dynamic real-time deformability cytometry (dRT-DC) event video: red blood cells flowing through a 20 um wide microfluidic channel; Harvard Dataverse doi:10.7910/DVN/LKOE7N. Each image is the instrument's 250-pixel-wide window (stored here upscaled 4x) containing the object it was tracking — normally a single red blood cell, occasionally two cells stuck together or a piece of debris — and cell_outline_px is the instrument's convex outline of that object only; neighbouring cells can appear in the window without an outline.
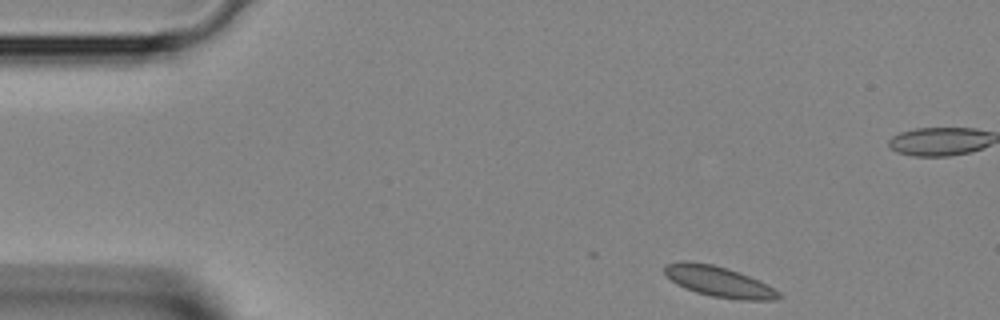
{"species": "Egyptian fruit bat (a non-hibernating species)", "species_latin": "Rousettus aegyptiacus", "temperature_condition": "room temperature", "stored_images_in_passage": 10, "camera_frame_rate_fps": 3000, "um_per_image_px": 0.085, "animal": {"sex": "female"}, "frame": {"image": 1, "passage_image": 1, "time_ms": 0.0, "image_size_px": [1000, 320], "cell_outline_px": [[784, 296], [772, 300], [740, 300], [712, 296], [696, 292], [684, 288], [676, 284], [664, 272], [664, 264], [680, 260], [688, 260], [712, 264], [728, 268], [748, 276], [780, 292]], "centroid_in_image_um": [61.05, 23.92], "position_along_channel_um": 24.0, "area_um2": 20.29}}
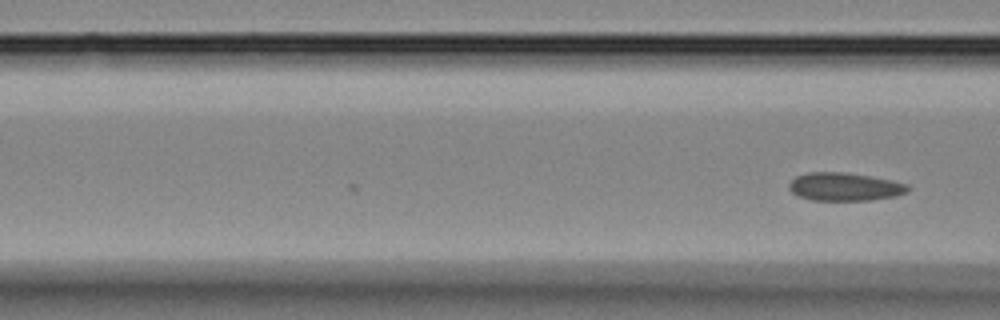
{"frame": {"image": 2, "passage_image": 10, "time_ms": 3.0, "image_size_px": [1000, 320], "cell_outline_px": [[912, 188], [908, 192], [896, 196], [872, 200], [812, 200], [800, 196], [792, 192], [788, 188], [788, 184], [796, 176], [808, 172], [844, 172], [872, 176], [892, 180], [908, 184]], "centroid_in_image_um": [71.84, 15.87], "position_along_channel_um": 94.8, "area_um2": 19.65}}